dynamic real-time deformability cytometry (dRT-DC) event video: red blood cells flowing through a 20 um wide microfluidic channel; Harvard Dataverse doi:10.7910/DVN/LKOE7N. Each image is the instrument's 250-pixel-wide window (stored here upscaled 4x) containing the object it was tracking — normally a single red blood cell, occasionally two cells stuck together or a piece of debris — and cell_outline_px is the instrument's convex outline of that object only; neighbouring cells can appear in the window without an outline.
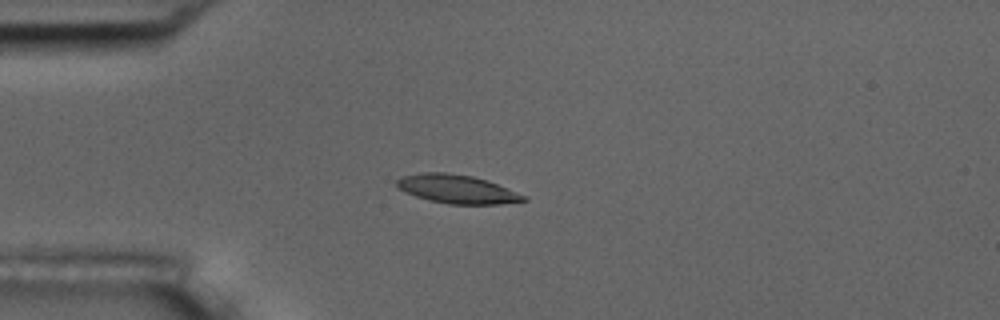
{"species": "common noctule bat (a hibernating species)", "species_latin": "Nyctalus noctula", "temperature_condition": "room temperature", "stored_images_in_passage": 11, "camera_frame_rate_fps": 3000, "um_per_image_px": 0.085, "animal": {"sex": "male", "body_mass_g": 17.5, "forearm_length_mm": 52.3}, "frame": {"image": 1, "passage_image": 4, "time_ms": 4.667, "image_size_px": [1000, 320], "cell_outline_px": [[528, 200], [500, 204], [448, 204], [428, 200], [416, 196], [400, 188], [396, 184], [396, 180], [404, 176], [420, 172], [444, 172], [472, 176], [488, 180], [528, 196]], "centroid_in_image_um": [38.9, 16.07], "position_along_channel_um": 46.1, "area_um2": 21.1}}
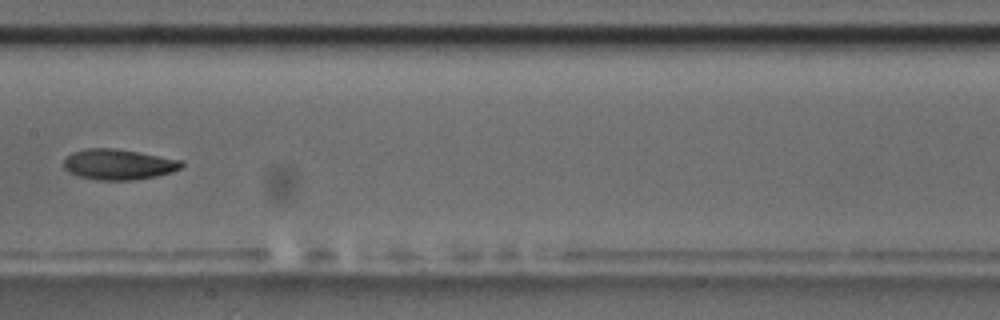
{"frame": {"image": 2, "passage_image": 8, "time_ms": 9.333, "image_size_px": [1000, 320], "cell_outline_px": [[184, 164], [180, 168], [172, 172], [156, 176], [132, 180], [96, 180], [76, 176], [68, 172], [64, 168], [64, 160], [72, 152], [88, 148], [112, 148], [184, 160]], "centroid_in_image_um": [10.06, 13.98], "position_along_channel_um": 197.3, "area_um2": 20.98}}